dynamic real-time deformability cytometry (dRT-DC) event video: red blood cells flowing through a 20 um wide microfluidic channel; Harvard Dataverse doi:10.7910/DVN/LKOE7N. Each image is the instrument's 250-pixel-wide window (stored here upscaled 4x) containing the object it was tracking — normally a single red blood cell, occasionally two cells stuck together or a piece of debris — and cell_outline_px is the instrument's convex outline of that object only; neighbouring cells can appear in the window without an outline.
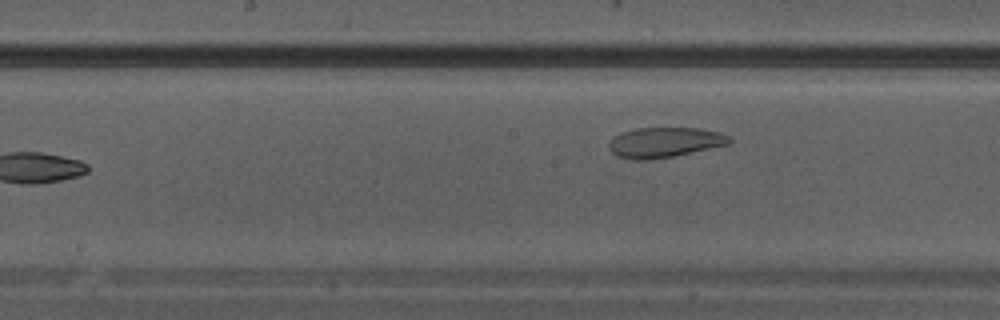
{"species": "Egyptian fruit bat (a non-hibernating species)", "species_latin": "Rousettus aegyptiacus", "temperature_condition": "warm", "stored_images_in_passage": 15, "camera_frame_rate_fps": 3000, "um_per_image_px": 0.085, "animal": {"sex": "male"}, "frame": {"image": 1, "passage_image": 15, "time_ms": 4.667, "image_size_px": [1000, 320], "cell_outline_px": [[732, 144], [672, 156], [648, 160], [632, 160], [616, 156], [608, 148], [608, 144], [620, 132], [636, 128], [700, 128], [720, 132], [728, 136], [732, 140]], "centroid_in_image_um": [56.5, 12.1], "position_along_channel_um": 191.7, "area_um2": 21.27}}